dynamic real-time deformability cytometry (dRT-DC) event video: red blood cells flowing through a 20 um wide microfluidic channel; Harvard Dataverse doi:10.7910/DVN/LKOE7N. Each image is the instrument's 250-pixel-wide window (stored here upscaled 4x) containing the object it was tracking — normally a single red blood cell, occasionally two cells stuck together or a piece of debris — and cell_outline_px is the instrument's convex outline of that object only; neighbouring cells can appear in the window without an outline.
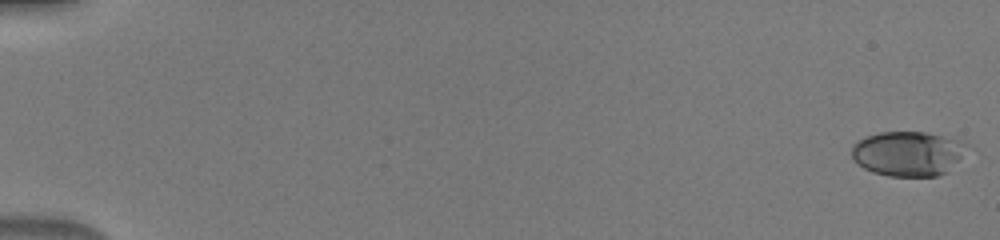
{"species": "human", "species_latin": "Homo sapiens", "temperature_condition": "warm", "stored_images_in_passage": 51, "camera_frame_rate_fps": 3000, "um_per_image_px": 0.085, "donor": {"sex": "male"}, "frame": {"image": 1, "passage_image": 1, "time_ms": 0.0, "image_size_px": [1000, 240], "cell_outline_px": [[960, 156], [948, 172], [940, 176], [888, 176], [872, 172], [864, 168], [852, 160], [852, 144], [856, 140], [880, 132], [924, 132], [940, 136], [952, 140], [960, 144]], "centroid_in_image_um": [77.02, 13.08], "position_along_channel_um": 8.0, "area_um2": 29.25}}
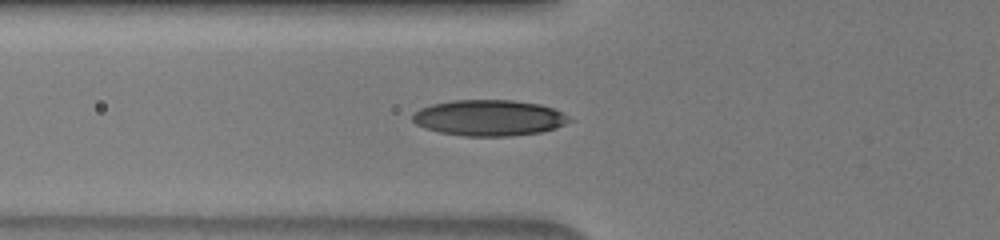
{"frame": {"image": 2, "passage_image": 20, "time_ms": 6.333, "image_size_px": [1000, 240], "cell_outline_px": [[572, 120], [556, 128], [540, 132], [512, 136], [464, 136], [440, 132], [424, 128], [416, 124], [412, 120], [412, 116], [420, 108], [432, 104], [452, 100], [512, 100], [540, 104], [552, 108], [568, 116]], "centroid_in_image_um": [41.55, 10.02], "position_along_channel_um": 84.2, "area_um2": 32.77}}
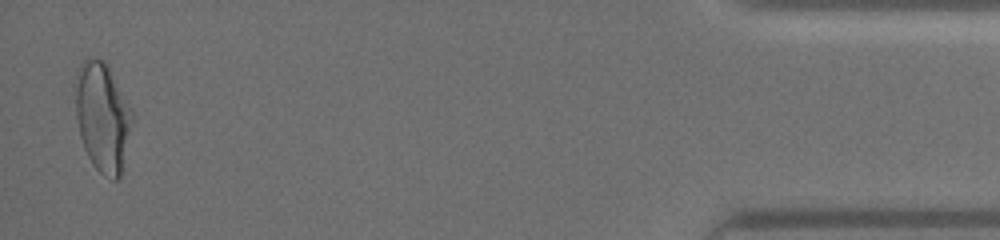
{"frame": {"image": 3, "passage_image": 50, "time_ms": 16.333, "image_size_px": [1000, 240], "cell_outline_px": [[132, 120], [120, 176], [116, 180], [112, 180], [104, 176], [92, 164], [84, 148], [80, 136], [76, 116], [76, 68], [88, 56], [104, 60], [108, 64], [132, 108]], "centroid_in_image_um": [8.7, 9.89], "position_along_channel_um": 426.5, "area_um2": 36.18}}